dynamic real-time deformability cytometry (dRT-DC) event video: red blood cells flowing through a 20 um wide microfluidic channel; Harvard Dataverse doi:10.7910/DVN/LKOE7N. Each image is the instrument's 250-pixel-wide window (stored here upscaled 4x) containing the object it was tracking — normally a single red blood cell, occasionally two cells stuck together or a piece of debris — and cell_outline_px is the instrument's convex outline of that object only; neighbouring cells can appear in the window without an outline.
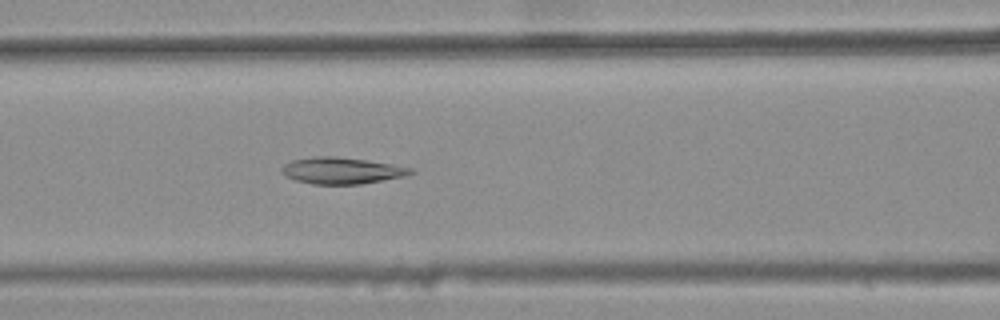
{"species": "common noctule bat (a hibernating species)", "species_latin": "Nyctalus noctula", "temperature_condition": "warm", "stored_images_in_passage": 32, "camera_frame_rate_fps": 3000, "um_per_image_px": 0.085, "animal": {"sex": "female", "body_mass_g": 25.1}, "frame": {"image": 1, "passage_image": 9, "time_ms": 2.667, "image_size_px": [1000, 320], "cell_outline_px": [[416, 172], [408, 176], [360, 184], [312, 184], [296, 180], [284, 176], [280, 172], [280, 168], [284, 164], [292, 160], [316, 156], [336, 156], [368, 160], [392, 164], [412, 168]], "centroid_in_image_um": [29.05, 14.5], "position_along_channel_um": 137.5, "area_um2": 20.17}}
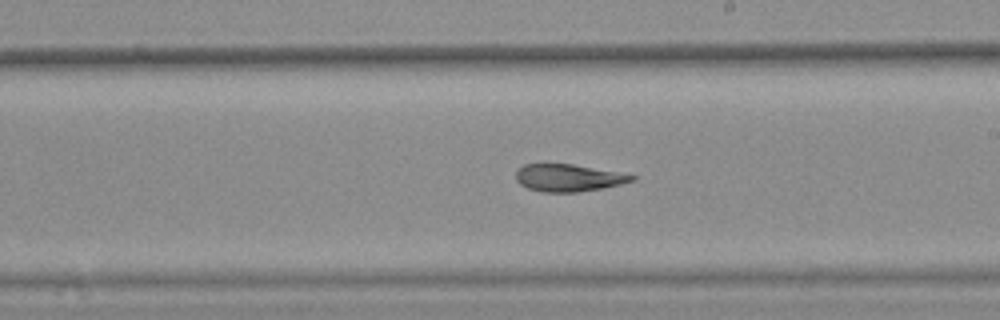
{"frame": {"image": 2, "passage_image": 17, "time_ms": 5.333, "image_size_px": [1000, 320], "cell_outline_px": [[636, 180], [604, 188], [576, 192], [544, 192], [528, 188], [520, 184], [516, 180], [516, 172], [524, 164], [572, 164], [636, 176]], "centroid_in_image_um": [48.29, 15.12], "position_along_channel_um": 240.7, "area_um2": 18.15}}
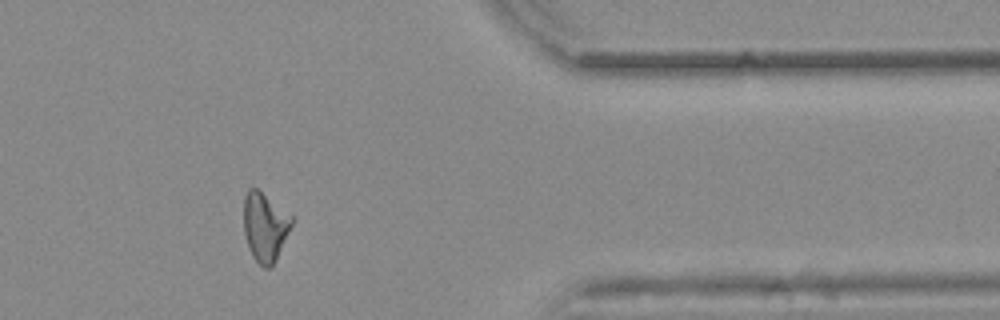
{"frame": {"image": 3, "passage_image": 30, "time_ms": 9.667, "image_size_px": [1000, 320], "cell_outline_px": [[292, 224], [272, 264], [268, 268], [264, 268], [252, 256], [248, 248], [244, 232], [244, 196], [248, 188], [256, 188], [292, 216]], "centroid_in_image_um": [22.48, 19.25], "position_along_channel_um": 388.9, "area_um2": 18.67}, "authors_computed_cell_mechanics": {"area_um2": 19.4497, "velocity_mm_per_s": 3.884, "shape_relaxation_time_tau1_ms": null, "shape_relaxation_time_tau2_ms": 3.5793, "deformation_change_tau1": null, "deformation_change_tau2": 0.1179}}